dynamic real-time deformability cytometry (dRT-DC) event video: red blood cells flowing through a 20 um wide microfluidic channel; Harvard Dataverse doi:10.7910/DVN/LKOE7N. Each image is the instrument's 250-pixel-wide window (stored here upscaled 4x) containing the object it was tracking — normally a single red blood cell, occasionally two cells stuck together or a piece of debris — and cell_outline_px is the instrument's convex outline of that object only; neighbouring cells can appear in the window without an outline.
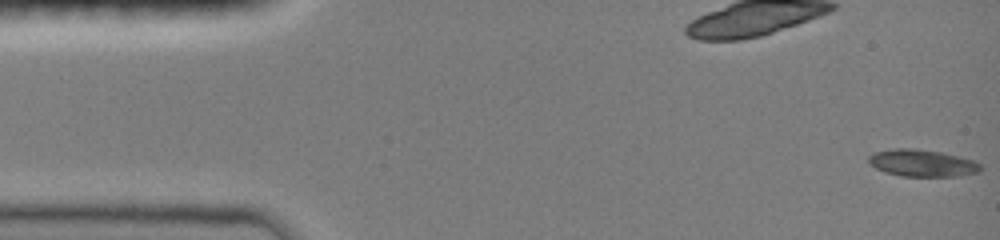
{"species": "common noctule bat (a hibernating species)", "species_latin": "Nyctalus noctula", "temperature_condition": "room temperature", "stored_images_in_passage": 47, "camera_frame_rate_fps": 3000, "um_per_image_px": 0.085, "animal": {"sex": "female", "body_mass_g": 19.0, "forearm_length_mm": 51.5}, "frame": {"image": 1, "passage_image": 1, "time_ms": 0.0, "image_size_px": [1000, 240], "cell_outline_px": [[980, 172], [960, 176], [900, 176], [884, 172], [868, 164], [868, 156], [872, 152], [896, 148], [916, 148], [940, 152], [972, 160], [980, 164]], "centroid_in_image_um": [78.32, 13.86], "position_along_channel_um": 6.7, "area_um2": 17.69}}
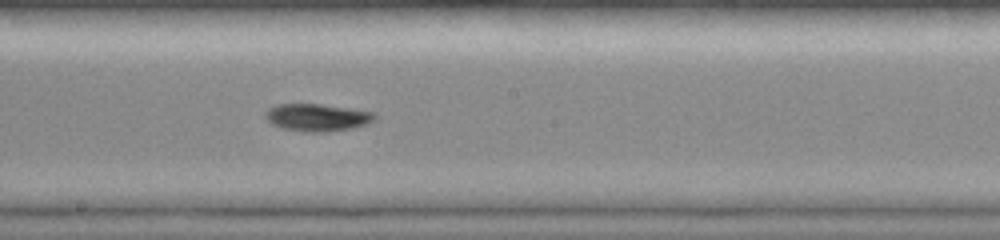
{"frame": {"image": 2, "passage_image": 26, "time_ms": 8.333, "image_size_px": [1000, 240], "cell_outline_px": [[376, 120], [368, 124], [352, 128], [324, 132], [312, 132], [284, 128], [272, 124], [264, 116], [264, 112], [268, 108], [276, 104], [320, 104], [376, 112]], "centroid_in_image_um": [26.99, 9.97], "position_along_channel_um": 221.2, "area_um2": 17.46}}
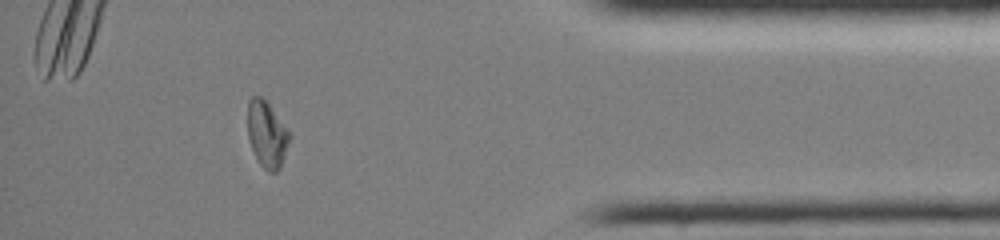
{"frame": {"image": 3, "passage_image": 42, "time_ms": 13.667, "image_size_px": [1000, 240], "cell_outline_px": [[292, 136], [280, 168], [276, 172], [268, 172], [260, 164], [252, 148], [248, 136], [248, 100], [252, 96], [260, 96], [268, 104]], "centroid_in_image_um": [22.69, 11.44], "position_along_channel_um": 412.5, "area_um2": 15.9}}